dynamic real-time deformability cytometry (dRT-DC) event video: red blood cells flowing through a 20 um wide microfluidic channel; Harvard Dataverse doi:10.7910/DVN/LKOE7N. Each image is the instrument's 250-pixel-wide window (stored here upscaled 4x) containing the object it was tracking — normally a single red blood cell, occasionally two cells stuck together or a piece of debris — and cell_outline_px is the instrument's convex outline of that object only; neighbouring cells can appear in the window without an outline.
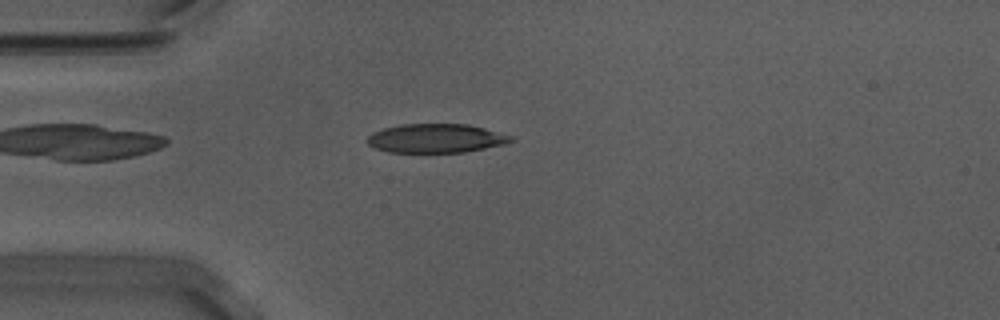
{"species": "Egyptian fruit bat (a non-hibernating species)", "species_latin": "Rousettus aegyptiacus", "temperature_condition": "warm", "stored_images_in_passage": 54, "camera_frame_rate_fps": 3000, "um_per_image_px": 0.085, "animal": {"sex": "male"}, "frame": {"image": 1, "passage_image": 14, "time_ms": 4.333, "image_size_px": [1000, 320], "cell_outline_px": [[512, 140], [480, 148], [460, 152], [392, 152], [368, 144], [368, 136], [376, 132], [388, 128], [408, 124], [464, 124], [480, 128]], "centroid_in_image_um": [36.88, 11.76], "position_along_channel_um": 48.1, "area_um2": 22.37}}
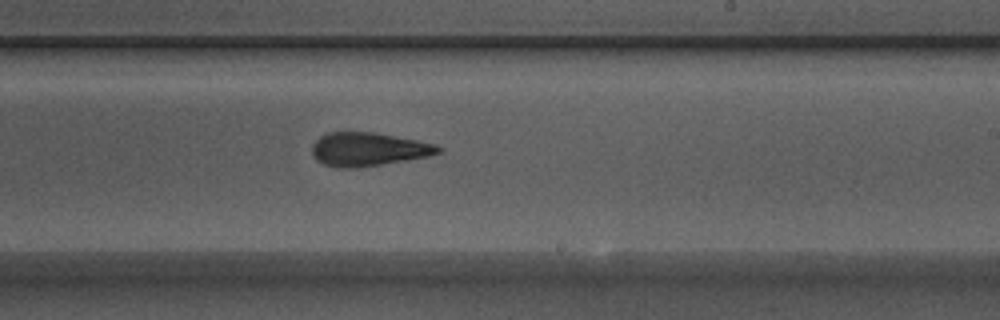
{"frame": {"image": 2, "passage_image": 32, "time_ms": 10.333, "image_size_px": [1000, 320], "cell_outline_px": [[440, 152], [424, 156], [376, 164], [328, 164], [320, 160], [312, 152], [312, 148], [324, 136], [336, 132], [364, 132], [412, 140], [428, 144], [440, 148]], "centroid_in_image_um": [31.31, 12.64], "position_along_channel_um": 257.7, "area_um2": 21.68}}
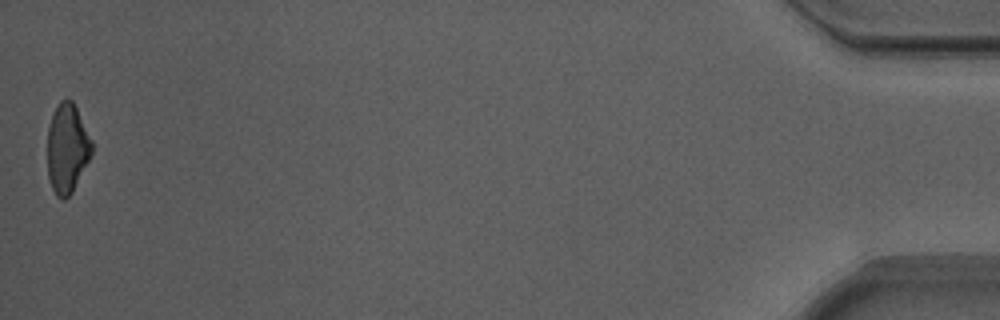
{"frame": {"image": 3, "passage_image": 54, "time_ms": 17.667, "image_size_px": [1000, 320], "cell_outline_px": [[92, 152], [88, 160], [68, 196], [60, 196], [52, 188], [48, 176], [48, 128], [52, 116], [56, 108], [64, 100], [72, 100], [76, 108], [92, 144]], "centroid_in_image_um": [5.68, 12.58], "position_along_channel_um": 429.5, "area_um2": 21.79}, "authors_computed_cell_mechanics": {"area_um2": 22.3686, "velocity_mm_per_s": 3.7238, "shape_relaxation_time_tau1_ms": null, "shape_relaxation_time_tau2_ms": 2.8503, "deformation_change_tau1": null, "deformation_change_tau2": 0.1256}}